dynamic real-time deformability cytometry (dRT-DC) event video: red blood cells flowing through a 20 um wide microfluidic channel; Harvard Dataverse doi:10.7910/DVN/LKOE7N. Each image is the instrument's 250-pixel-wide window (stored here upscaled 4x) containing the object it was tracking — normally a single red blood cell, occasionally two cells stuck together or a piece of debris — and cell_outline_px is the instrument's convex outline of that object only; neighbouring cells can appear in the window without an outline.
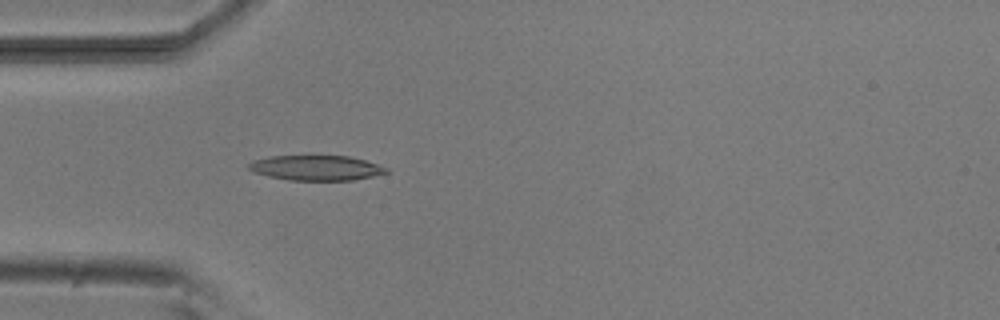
{"species": "common noctule bat (a hibernating species)", "species_latin": "Nyctalus noctula", "temperature_condition": "room temperature", "stored_images_in_passage": 5, "camera_frame_rate_fps": 3000, "um_per_image_px": 0.085, "animal": {"sex": "male", "body_mass_g": 20.5, "forearm_length_mm": 52.5}, "frame": {"image": 1, "passage_image": 5, "time_ms": 4.333, "image_size_px": [1000, 320], "cell_outline_px": [[388, 172], [372, 176], [352, 180], [288, 180], [268, 176], [256, 172], [248, 168], [248, 164], [252, 160], [268, 156], [348, 156], [364, 160], [388, 168]], "centroid_in_image_um": [26.84, 14.26], "position_along_channel_um": 58.2, "area_um2": 19.88}}